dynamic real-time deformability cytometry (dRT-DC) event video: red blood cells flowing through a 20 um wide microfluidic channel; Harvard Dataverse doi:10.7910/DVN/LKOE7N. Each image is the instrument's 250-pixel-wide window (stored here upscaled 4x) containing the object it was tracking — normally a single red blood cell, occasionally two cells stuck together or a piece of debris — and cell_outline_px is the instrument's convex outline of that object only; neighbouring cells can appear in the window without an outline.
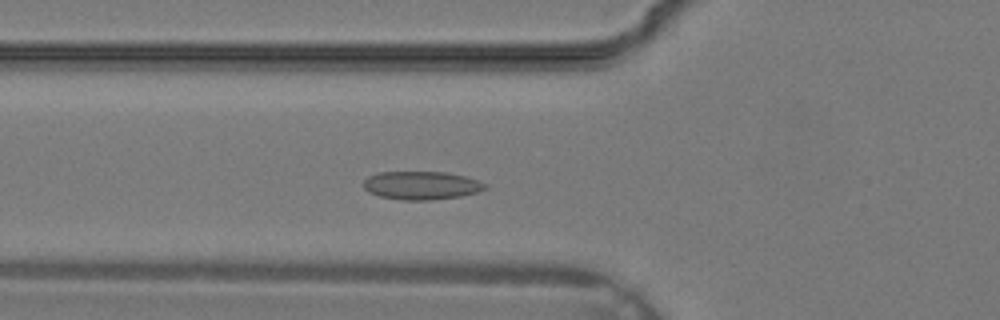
{"species": "common noctule bat (a hibernating species)", "species_latin": "Nyctalus noctula", "temperature_condition": "warm", "stored_images_in_passage": 33, "camera_frame_rate_fps": 3000, "um_per_image_px": 0.085, "animal": {"sex": "male", "body_mass_g": 19.2, "forearm_length_mm": 51.8}, "frame": {"image": 1, "passage_image": 10, "time_ms": 3.0, "image_size_px": [1000, 320], "cell_outline_px": [[488, 188], [476, 192], [460, 196], [432, 200], [400, 200], [380, 196], [368, 192], [364, 188], [364, 180], [368, 176], [380, 172], [444, 172], [464, 176], [488, 184]], "centroid_in_image_um": [35.81, 15.76], "position_along_channel_um": 90.0, "area_um2": 20.0}}
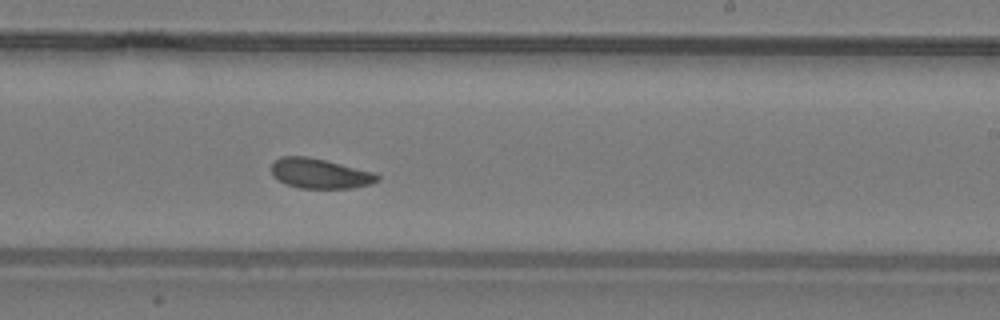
{"frame": {"image": 2, "passage_image": 19, "time_ms": 6.0, "image_size_px": [1000, 320], "cell_outline_px": [[380, 180], [372, 184], [352, 188], [300, 188], [288, 184], [272, 176], [272, 164], [280, 156], [308, 156], [328, 160], [376, 172], [380, 176]], "centroid_in_image_um": [27.26, 14.73], "position_along_channel_um": 261.7, "area_um2": 18.73}}
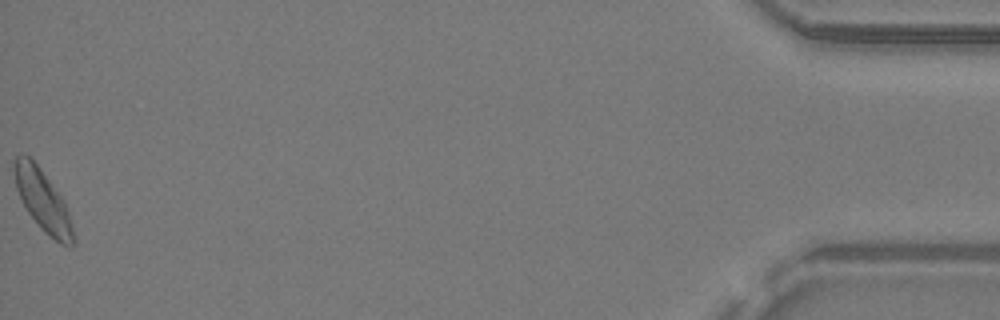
{"frame": {"image": 3, "passage_image": 33, "time_ms": 10.667, "image_size_px": [1000, 320], "cell_outline_px": [[76, 240], [72, 244], [60, 244], [44, 232], [40, 228], [28, 212], [16, 188], [12, 168], [12, 160], [16, 156], [28, 156], [36, 164], [60, 196], [68, 212]], "centroid_in_image_um": [3.6, 17.06], "position_along_channel_um": 431.6, "area_um2": 20.46}}